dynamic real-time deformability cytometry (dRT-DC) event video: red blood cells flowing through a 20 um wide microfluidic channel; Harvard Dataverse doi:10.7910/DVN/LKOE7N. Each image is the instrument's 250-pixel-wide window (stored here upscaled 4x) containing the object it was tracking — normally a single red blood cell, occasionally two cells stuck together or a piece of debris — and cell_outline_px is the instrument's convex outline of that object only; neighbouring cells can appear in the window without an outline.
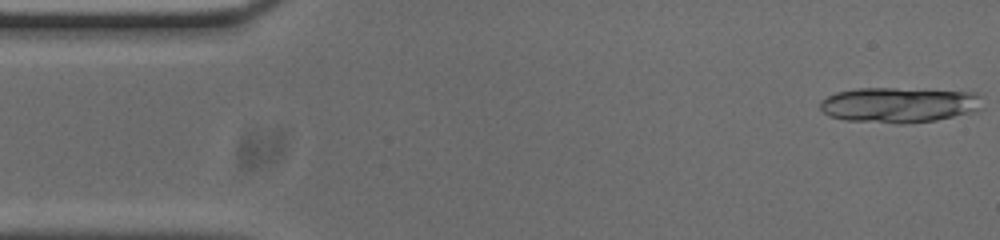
{"species": "common noctule bat (a hibernating species)", "species_latin": "Nyctalus noctula", "temperature_condition": "cold", "stored_images_in_passage": 16, "camera_frame_rate_fps": 3000, "um_per_image_px": 0.085, "animal": {"sex": "male", "body_mass_g": 20.0, "forearm_length_mm": 53.3}, "frame": {"image": 1, "passage_image": 1, "time_ms": 0.0, "image_size_px": [1000, 240], "cell_outline_px": [[984, 108], [976, 112], [936, 120], [904, 124], [896, 124], [844, 120], [828, 116], [820, 108], [820, 104], [828, 96], [836, 92], [856, 88], [896, 88], [976, 92], [984, 96]], "centroid_in_image_um": [76.52, 8.92], "position_along_channel_um": 8.5, "area_um2": 34.1}}